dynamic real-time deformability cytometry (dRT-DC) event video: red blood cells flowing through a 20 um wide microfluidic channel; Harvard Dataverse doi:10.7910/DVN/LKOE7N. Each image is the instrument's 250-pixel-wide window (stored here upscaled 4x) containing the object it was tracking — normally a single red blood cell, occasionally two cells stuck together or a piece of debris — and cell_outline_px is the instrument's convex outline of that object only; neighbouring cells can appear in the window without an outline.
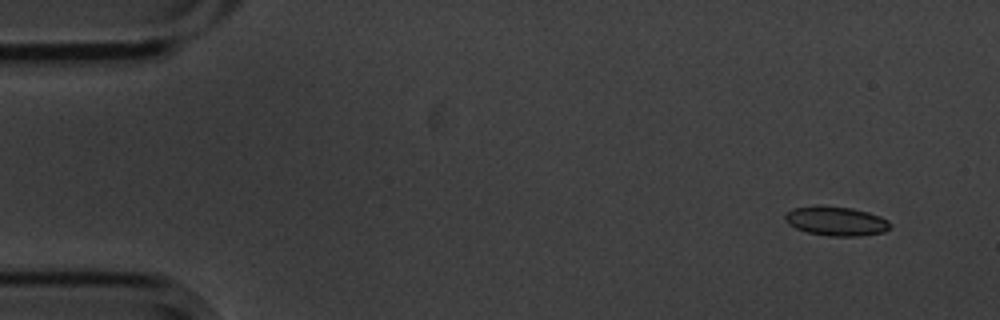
{"species": "common noctule bat (a hibernating species)", "species_latin": "Nyctalus noctula", "temperature_condition": "cold", "stored_images_in_passage": 10, "camera_frame_rate_fps": 3000, "um_per_image_px": 0.085, "animal": {"sex": "male", "body_mass_g": 20.1, "forearm_length_mm": 53.5}, "frame": {"image": 1, "passage_image": 1, "time_ms": 0.0, "image_size_px": [1000, 320], "cell_outline_px": [[892, 224], [884, 232], [860, 236], [828, 236], [808, 232], [796, 228], [788, 224], [784, 220], [784, 216], [792, 208], [852, 208], [868, 212], [880, 216], [888, 220]], "centroid_in_image_um": [71.11, 18.84], "position_along_channel_um": 13.9, "area_um2": 17.28}}
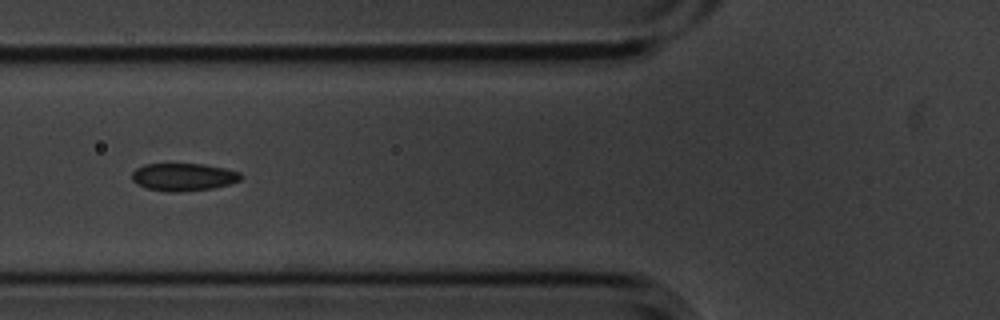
{"frame": {"image": 2, "passage_image": 6, "time_ms": 1.667, "image_size_px": [1000, 320], "cell_outline_px": [[244, 176], [240, 180], [228, 184], [212, 188], [176, 192], [168, 192], [148, 188], [136, 184], [132, 180], [132, 172], [136, 168], [144, 164], [204, 164], [224, 168], [240, 172]], "centroid_in_image_um": [15.58, 15.04], "position_along_channel_um": 110.2, "area_um2": 17.51}}
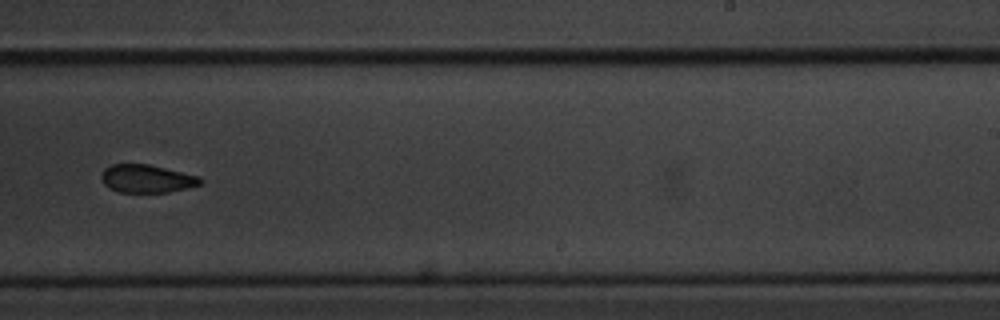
{"frame": {"image": 3, "passage_image": 10, "time_ms": 3.0, "image_size_px": [1000, 320], "cell_outline_px": [[204, 180], [200, 184], [188, 188], [168, 192], [120, 192], [104, 184], [100, 176], [104, 168], [112, 164], [148, 164], [200, 176]], "centroid_in_image_um": [12.5, 15.18], "position_along_channel_um": 276.5, "area_um2": 16.13}}